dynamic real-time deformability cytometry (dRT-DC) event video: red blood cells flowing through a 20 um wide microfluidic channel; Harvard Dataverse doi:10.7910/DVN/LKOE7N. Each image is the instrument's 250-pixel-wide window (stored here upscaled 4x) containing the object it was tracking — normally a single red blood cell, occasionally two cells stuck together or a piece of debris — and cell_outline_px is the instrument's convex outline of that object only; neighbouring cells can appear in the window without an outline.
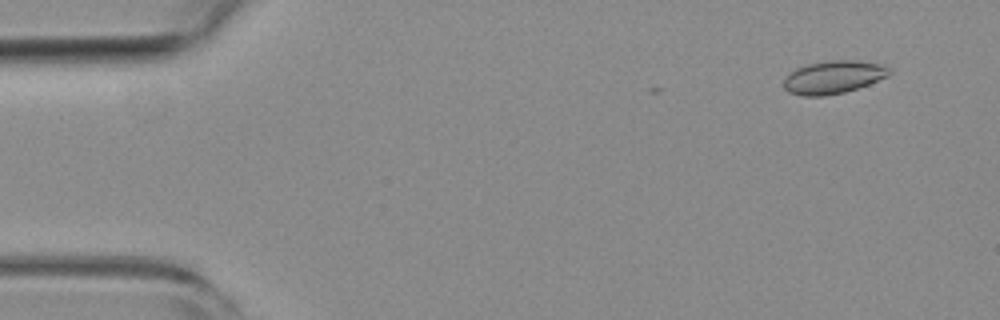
{"species": "common noctule bat (a hibernating species)", "species_latin": "Nyctalus noctula", "temperature_condition": "room temperature", "stored_images_in_passage": 4, "camera_frame_rate_fps": 3000, "um_per_image_px": 0.085, "animal": {"sex": "female", "body_mass_g": 19.3, "forearm_length_mm": 54.1}, "frame": {"image": 1, "passage_image": 4, "time_ms": 1.0, "image_size_px": [1000, 320], "cell_outline_px": [[892, 72], [888, 76], [868, 84], [844, 92], [824, 96], [804, 96], [788, 92], [784, 88], [784, 76], [788, 72], [796, 68], [808, 64], [832, 60], [856, 60], [880, 64], [888, 68]], "centroid_in_image_um": [70.79, 6.56], "position_along_channel_um": 14.2, "area_um2": 20.23}}